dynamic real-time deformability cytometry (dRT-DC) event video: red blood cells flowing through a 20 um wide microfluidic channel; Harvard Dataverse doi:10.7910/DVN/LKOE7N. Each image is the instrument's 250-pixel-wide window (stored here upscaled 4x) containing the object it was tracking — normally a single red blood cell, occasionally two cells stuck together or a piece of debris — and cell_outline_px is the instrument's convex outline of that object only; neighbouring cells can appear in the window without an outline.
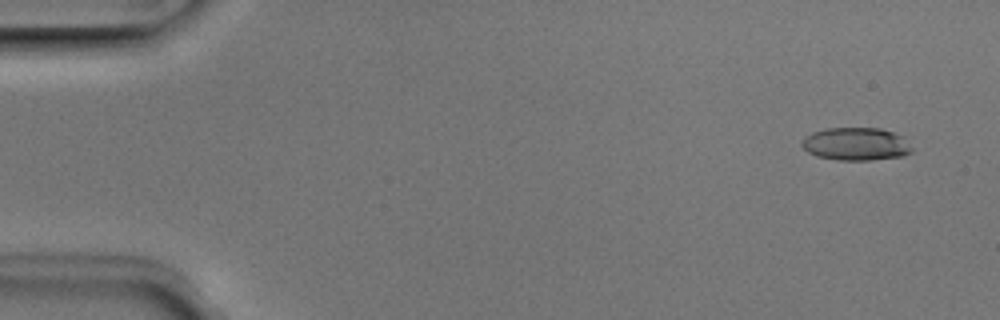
{"species": "Egyptian fruit bat (a non-hibernating species)", "species_latin": "Rousettus aegyptiacus", "temperature_condition": "room temperature", "stored_images_in_passage": 12, "camera_frame_rate_fps": 3000, "um_per_image_px": 0.085, "animal": {"sex": "male"}, "frame": {"image": 1, "passage_image": 3, "time_ms": 0.667, "image_size_px": [1000, 320], "cell_outline_px": [[912, 152], [904, 156], [872, 160], [836, 160], [816, 156], [808, 152], [800, 144], [804, 136], [812, 132], [824, 128], [880, 128], [904, 136], [912, 148]], "centroid_in_image_um": [72.75, 12.24], "position_along_channel_um": 12.2, "area_um2": 21.39}}